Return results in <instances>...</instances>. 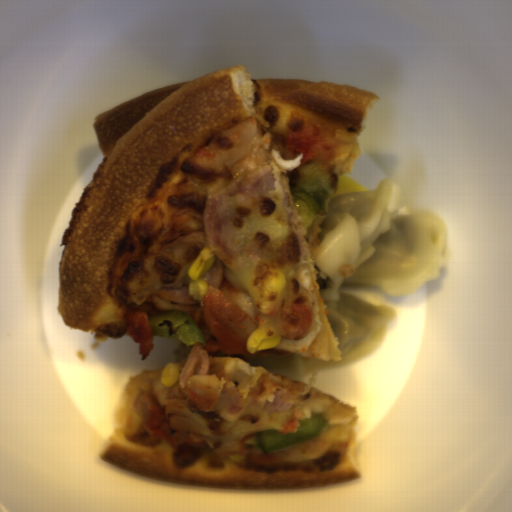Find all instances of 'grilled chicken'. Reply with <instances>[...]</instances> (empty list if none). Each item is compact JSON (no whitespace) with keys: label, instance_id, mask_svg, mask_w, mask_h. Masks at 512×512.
Here are the masks:
<instances>
[{"label":"grilled chicken","instance_id":"4","mask_svg":"<svg viewBox=\"0 0 512 512\" xmlns=\"http://www.w3.org/2000/svg\"><path fill=\"white\" fill-rule=\"evenodd\" d=\"M257 434L223 442L215 448V455L229 459L231 454H242L259 468H288L334 465L345 459L350 441H325L319 437L289 447L264 453L257 446Z\"/></svg>","mask_w":512,"mask_h":512},{"label":"grilled chicken","instance_id":"1","mask_svg":"<svg viewBox=\"0 0 512 512\" xmlns=\"http://www.w3.org/2000/svg\"><path fill=\"white\" fill-rule=\"evenodd\" d=\"M262 124L258 116L236 123L184 165L183 177L169 198H153L129 219L127 237L110 271L107 291L126 335L138 344L140 361L153 351L149 318L154 301L155 257L160 248L191 233L204 232L209 183L233 181L257 170Z\"/></svg>","mask_w":512,"mask_h":512},{"label":"grilled chicken","instance_id":"2","mask_svg":"<svg viewBox=\"0 0 512 512\" xmlns=\"http://www.w3.org/2000/svg\"><path fill=\"white\" fill-rule=\"evenodd\" d=\"M273 412L287 413L280 434L300 431L306 406L301 398L284 388L269 374H261L248 396L239 391L223 364L214 362L207 375H194L182 388L179 379L162 401L150 389H141L131 410L124 436L143 446L170 443L173 450L206 448L203 435L172 430L169 418L181 416L213 434L214 415L226 422L239 421L248 405Z\"/></svg>","mask_w":512,"mask_h":512},{"label":"grilled chicken","instance_id":"5","mask_svg":"<svg viewBox=\"0 0 512 512\" xmlns=\"http://www.w3.org/2000/svg\"><path fill=\"white\" fill-rule=\"evenodd\" d=\"M341 137L329 125L300 117L290 118L281 153L291 164L311 161L333 163L338 155Z\"/></svg>","mask_w":512,"mask_h":512},{"label":"grilled chicken","instance_id":"3","mask_svg":"<svg viewBox=\"0 0 512 512\" xmlns=\"http://www.w3.org/2000/svg\"><path fill=\"white\" fill-rule=\"evenodd\" d=\"M286 286L282 308L265 314L246 293L222 281L219 288L209 284L206 295L180 310L197 324L205 352L246 355V343L257 327L273 325L281 338L296 340L311 332L314 316L307 296L297 279V271L283 273Z\"/></svg>","mask_w":512,"mask_h":512}]
</instances>
